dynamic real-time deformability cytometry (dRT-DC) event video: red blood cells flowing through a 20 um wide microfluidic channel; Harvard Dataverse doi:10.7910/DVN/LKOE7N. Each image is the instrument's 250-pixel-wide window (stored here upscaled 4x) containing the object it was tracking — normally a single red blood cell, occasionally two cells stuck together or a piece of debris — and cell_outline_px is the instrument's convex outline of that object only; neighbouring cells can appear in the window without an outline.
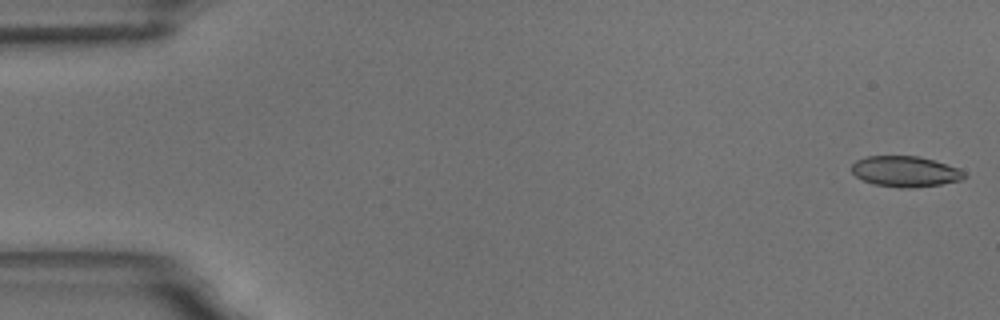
{"species": "common noctule bat (a hibernating species)", "species_latin": "Nyctalus noctula", "temperature_condition": "room temperature", "stored_images_in_passage": 52, "camera_frame_rate_fps": 3000, "um_per_image_px": 0.085, "animal": {"sex": "male", "body_mass_g": 18.8}, "frame": {"image": 1, "passage_image": 1, "time_ms": 0.0, "image_size_px": [1000, 320], "cell_outline_px": [[968, 176], [964, 180], [940, 184], [912, 188], [900, 188], [876, 184], [864, 180], [856, 176], [852, 172], [852, 164], [856, 160], [868, 156], [920, 156], [960, 168]], "centroid_in_image_um": [77.0, 14.57], "position_along_channel_um": 8.0, "area_um2": 20.23}}
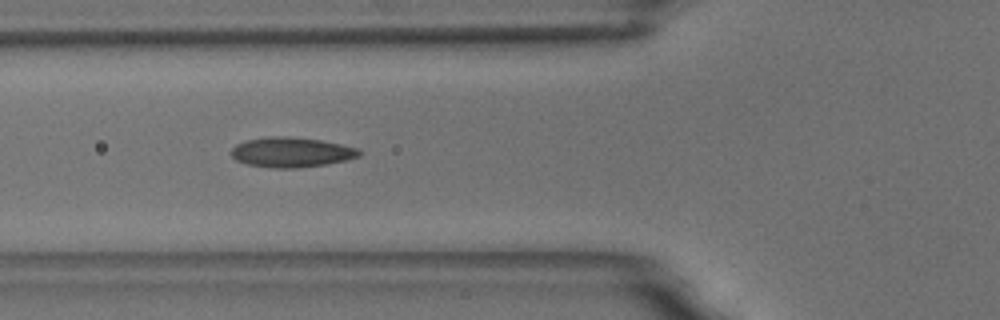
{"frame": {"image": 2, "passage_image": 21, "time_ms": 6.667, "image_size_px": [1000, 320], "cell_outline_px": [[360, 156], [328, 164], [300, 168], [272, 168], [248, 164], [236, 160], [232, 156], [232, 148], [236, 144], [244, 140], [268, 136], [288, 136], [320, 140], [360, 148]], "centroid_in_image_um": [24.76, 12.94], "position_along_channel_um": 101.0, "area_um2": 22.43}}
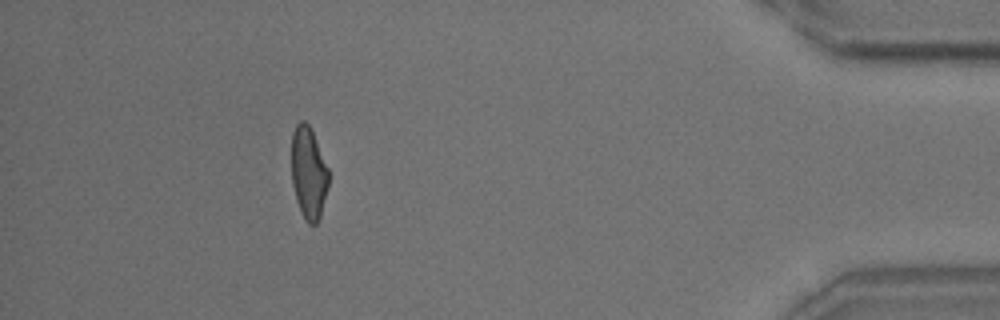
{"frame": {"image": 3, "passage_image": 52, "time_ms": 17.0, "image_size_px": [1000, 320], "cell_outline_px": [[328, 184], [320, 216], [316, 224], [308, 224], [304, 220], [296, 200], [292, 184], [292, 132], [296, 124], [300, 120], [304, 120], [308, 124], [312, 132], [328, 168]], "centroid_in_image_um": [26.21, 14.71], "position_along_channel_um": 409.0, "area_um2": 19.71}, "authors_computed_cell_mechanics": {"area_um2": 21.0103, "velocity_mm_per_s": 3.4994, "shape_relaxation_time_tau1_ms": 7.3084, "shape_relaxation_time_tau2_ms": 1.4483, "deformation_change_tau1": 0.1844, "deformation_change_tau2": 0.0784}}